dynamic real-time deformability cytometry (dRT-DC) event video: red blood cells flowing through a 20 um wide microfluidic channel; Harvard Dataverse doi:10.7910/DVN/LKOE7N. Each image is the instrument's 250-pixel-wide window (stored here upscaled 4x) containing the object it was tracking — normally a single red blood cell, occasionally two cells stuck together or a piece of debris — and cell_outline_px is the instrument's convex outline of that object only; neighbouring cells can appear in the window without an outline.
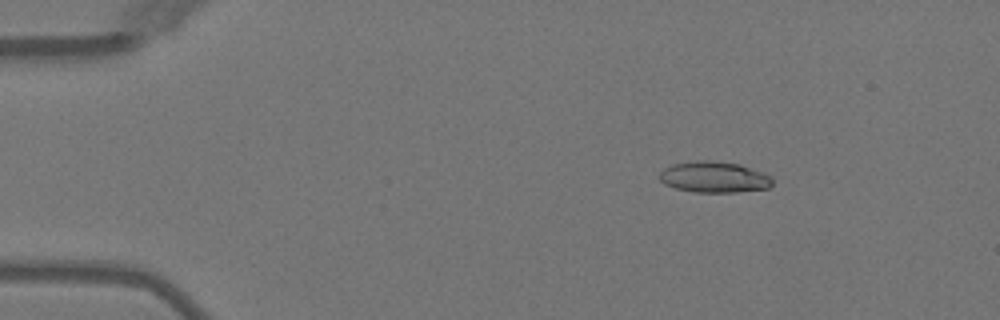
{"species": "Egyptian fruit bat (a non-hibernating species)", "species_latin": "Rousettus aegyptiacus", "temperature_condition": "warm", "stored_images_in_passage": 13, "camera_frame_rate_fps": 3000, "um_per_image_px": 0.085, "animal": {"sex": "female"}, "frame": {"image": 1, "passage_image": 4, "time_ms": 1.0, "image_size_px": [1000, 320], "cell_outline_px": [[772, 184], [768, 188], [736, 192], [692, 192], [676, 188], [664, 184], [660, 180], [660, 172], [664, 168], [672, 164], [696, 160], [708, 160], [740, 164], [764, 172], [772, 176]], "centroid_in_image_um": [60.71, 15.05], "position_along_channel_um": 24.3, "area_um2": 20.58}}
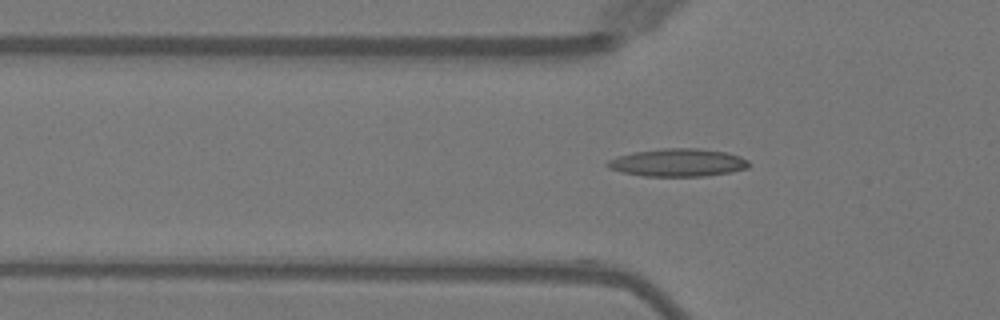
{"frame": {"image": 2, "passage_image": 13, "time_ms": 4.0, "image_size_px": [1000, 320], "cell_outline_px": [[752, 164], [748, 168], [732, 172], [704, 176], [644, 176], [620, 172], [608, 168], [604, 164], [608, 160], [616, 156], [632, 152], [664, 148], [700, 148], [728, 152], [740, 156], [748, 160]], "centroid_in_image_um": [57.62, 13.81], "position_along_channel_um": 68.2, "area_um2": 23.35}}